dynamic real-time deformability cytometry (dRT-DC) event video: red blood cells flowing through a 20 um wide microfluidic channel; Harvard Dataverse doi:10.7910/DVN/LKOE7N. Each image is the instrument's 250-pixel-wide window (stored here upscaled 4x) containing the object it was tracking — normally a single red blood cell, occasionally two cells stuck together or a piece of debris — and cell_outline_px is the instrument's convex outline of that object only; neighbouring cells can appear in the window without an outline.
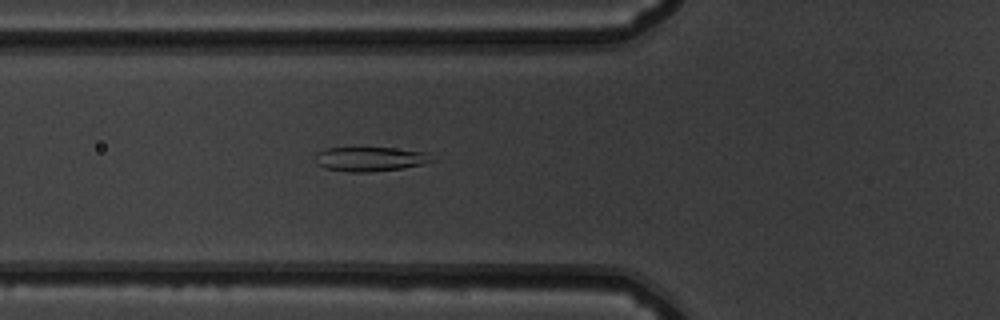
{"species": "common noctule bat (a hibernating species)", "species_latin": "Nyctalus noctula", "temperature_condition": "warm", "stored_images_in_passage": 53, "camera_frame_rate_fps": 3000, "um_per_image_px": 0.085, "animal": {"sex": "male", "body_mass_g": 19.5, "forearm_length_mm": 54.6}, "frame": {"image": 1, "passage_image": 20, "time_ms": 6.333, "image_size_px": [1000, 320], "cell_outline_px": [[436, 160], [424, 164], [400, 168], [368, 172], [348, 172], [324, 168], [316, 164], [312, 160], [316, 152], [324, 148], [396, 148], [424, 152]], "centroid_in_image_um": [31.37, 13.52], "position_along_channel_um": 94.4, "area_um2": 16.7}}
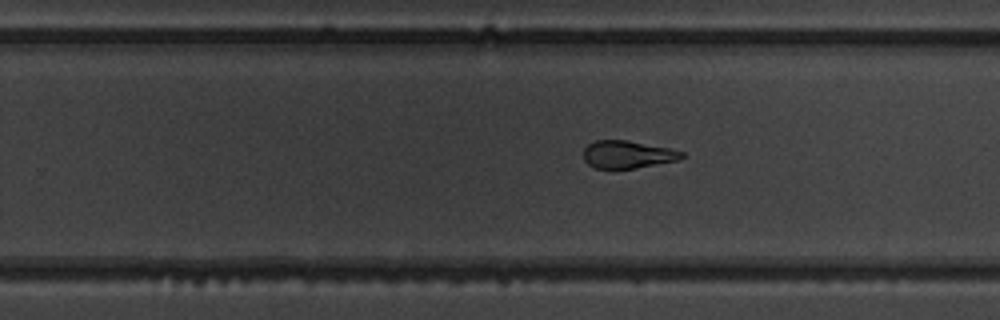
{"frame": {"image": 2, "passage_image": 34, "time_ms": 11.0, "image_size_px": [1000, 320], "cell_outline_px": [[684, 156], [676, 160], [636, 168], [596, 168], [588, 164], [584, 160], [584, 148], [588, 144], [596, 140], [628, 140], [668, 148], [684, 152]], "centroid_in_image_um": [53.31, 13.12], "position_along_channel_um": 276.5, "area_um2": 15.61}}
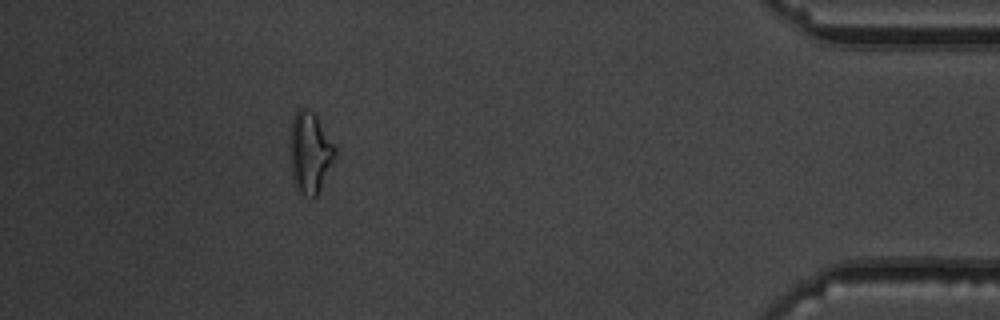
{"frame": {"image": 3, "passage_image": 48, "time_ms": 15.667, "image_size_px": [1000, 320], "cell_outline_px": [[336, 156], [316, 196], [312, 196], [296, 192], [292, 180], [288, 148], [288, 136], [292, 120], [296, 112], [300, 108], [304, 108], [312, 112], [316, 116], [336, 148]], "centroid_in_image_um": [26.28, 12.97], "position_along_channel_um": 408.9, "area_um2": 21.56}, "authors_computed_cell_mechanics": {"area_um2": 18.3226, "velocity_mm_per_s": 3.919, "shape_relaxation_time_tau1_ms": 7.1958, "shape_relaxation_time_tau2_ms": 1.9696, "deformation_change_tau1": 0.1871, "deformation_change_tau2": 0.0737}}